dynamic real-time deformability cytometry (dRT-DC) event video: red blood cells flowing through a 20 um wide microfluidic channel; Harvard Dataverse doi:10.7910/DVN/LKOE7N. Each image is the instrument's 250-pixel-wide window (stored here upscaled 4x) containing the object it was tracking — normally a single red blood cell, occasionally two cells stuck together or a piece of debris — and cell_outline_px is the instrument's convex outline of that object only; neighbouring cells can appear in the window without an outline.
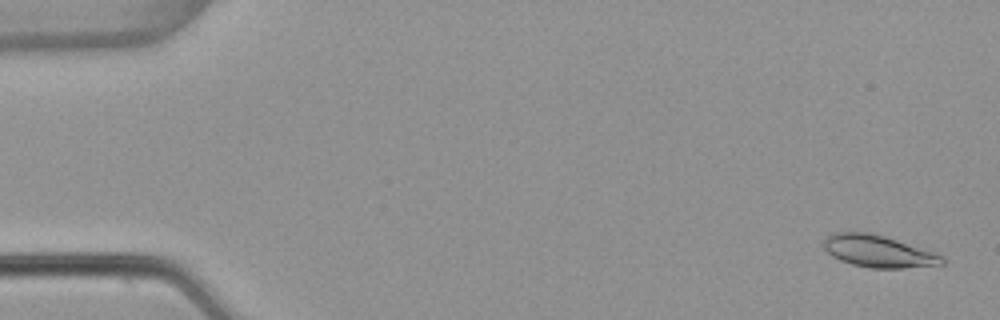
{"species": "common noctule bat (a hibernating species)", "species_latin": "Nyctalus noctula", "temperature_condition": "warm", "stored_images_in_passage": 39, "camera_frame_rate_fps": 3000, "um_per_image_px": 0.085, "animal": {"sex": "female", "body_mass_g": 22.7, "forearm_length_mm": 54.2}, "frame": {"image": 1, "passage_image": 2, "time_ms": 0.333, "image_size_px": [1000, 320], "cell_outline_px": [[944, 264], [904, 268], [868, 268], [852, 264], [840, 260], [832, 256], [820, 244], [820, 240], [824, 236], [832, 232], [872, 232], [936, 252], [944, 256]], "centroid_in_image_um": [74.61, 21.34], "position_along_channel_um": 10.4, "area_um2": 22.6}}
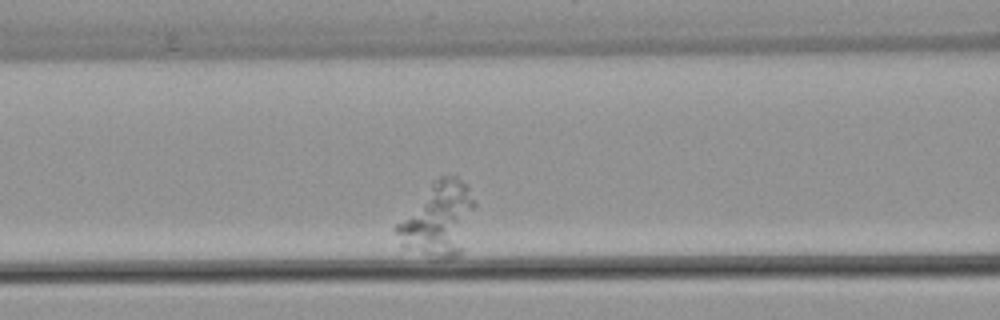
{"frame": {"image": 2, "passage_image": 16, "time_ms": 5.0, "image_size_px": [1000, 320], "cell_outline_px": [[476, 204], [464, 252], [456, 256], [444, 260], [404, 248], [400, 244], [392, 228], [432, 184], [440, 176], [456, 176], [468, 184], [476, 200]], "centroid_in_image_um": [37.3, 18.68], "position_along_channel_um": 129.3, "area_um2": 33.99}}
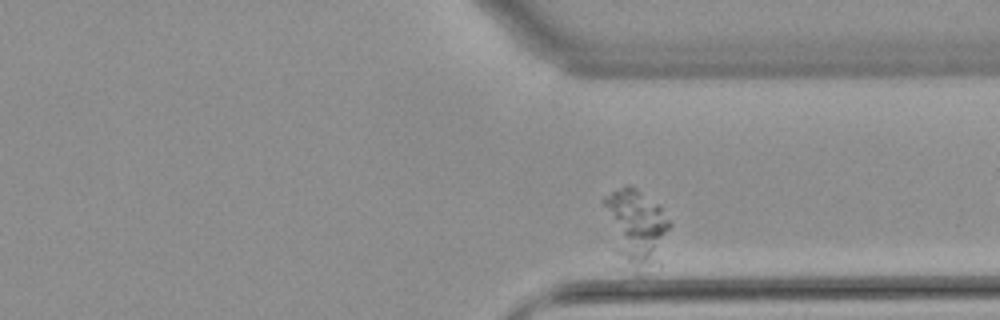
{"frame": {"image": 3, "passage_image": 37, "time_ms": 12.0, "image_size_px": [1000, 320], "cell_outline_px": [[672, 224], [660, 264], [644, 276], [636, 276], [616, 268], [600, 200], [604, 196], [624, 184], [628, 184], [636, 188], [660, 204]], "centroid_in_image_um": [54.01, 19.52], "position_along_channel_um": 357.4, "area_um2": 32.89}}